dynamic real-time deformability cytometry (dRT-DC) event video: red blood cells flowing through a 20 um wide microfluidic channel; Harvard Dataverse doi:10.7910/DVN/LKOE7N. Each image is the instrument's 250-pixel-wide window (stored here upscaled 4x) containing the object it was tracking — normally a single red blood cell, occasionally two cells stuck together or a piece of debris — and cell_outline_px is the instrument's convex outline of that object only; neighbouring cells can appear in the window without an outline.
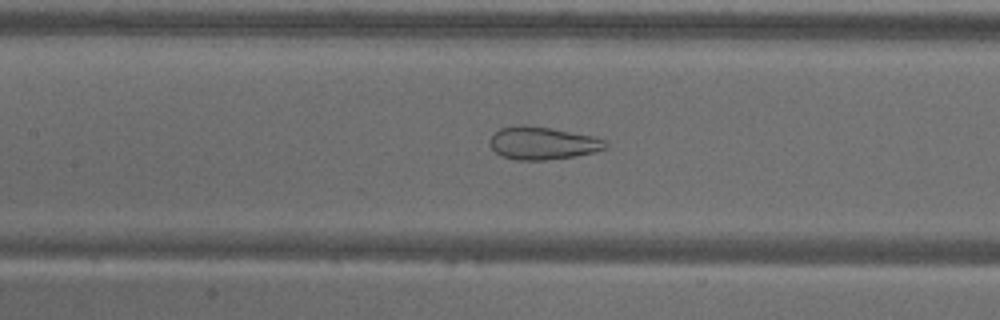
{"species": "common noctule bat (a hibernating species)", "species_latin": "Nyctalus noctula", "temperature_condition": "warm", "stored_images_in_passage": 56, "camera_frame_rate_fps": 3000, "um_per_image_px": 0.085, "animal": {"sex": "male", "body_mass_g": 18.8}, "frame": {"image": 1, "passage_image": 26, "time_ms": 8.333, "image_size_px": [1000, 320], "cell_outline_px": [[608, 144], [604, 148], [592, 152], [576, 156], [544, 160], [516, 160], [500, 156], [492, 148], [492, 136], [500, 128], [520, 124], [552, 128], [596, 136], [604, 140]], "centroid_in_image_um": [46.14, 12.16], "position_along_channel_um": 161.3, "area_um2": 21.96}}
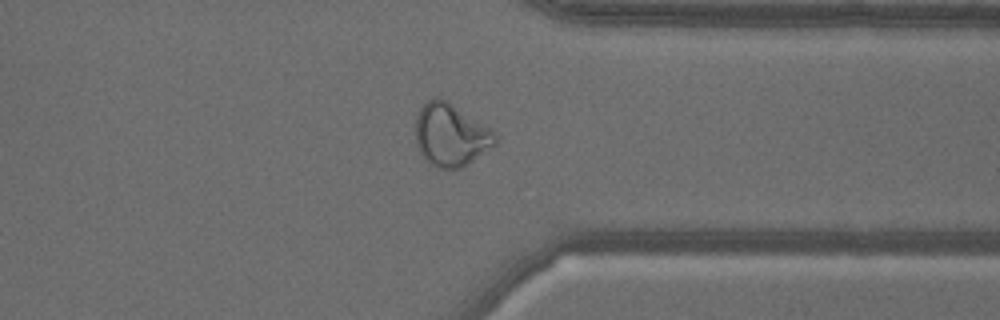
{"frame": {"image": 2, "passage_image": 44, "time_ms": 14.333, "image_size_px": [1000, 320], "cell_outline_px": [[496, 144], [464, 168], [436, 168], [428, 164], [420, 152], [416, 144], [416, 116], [420, 108], [432, 96], [440, 96], [448, 100], [492, 128], [496, 132]], "centroid_in_image_um": [38.33, 11.45], "position_along_channel_um": 373.1, "area_um2": 29.77}}
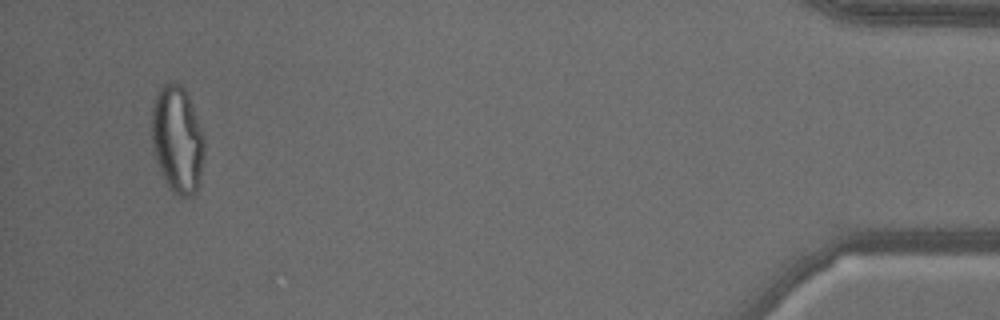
{"frame": {"image": 3, "passage_image": 54, "time_ms": 17.667, "image_size_px": [1000, 320], "cell_outline_px": [[204, 160], [200, 184], [196, 192], [192, 196], [176, 196], [168, 188], [164, 180], [156, 160], [152, 148], [152, 108], [160, 84], [176, 80], [184, 88], [188, 96], [204, 136]], "centroid_in_image_um": [15.08, 11.88], "position_along_channel_um": 420.1, "area_um2": 33.41}, "authors_computed_cell_mechanics": {"area_um2": 29.9404, "velocity_mm_per_s": 3.5847, "shape_relaxation_time_tau1_ms": null, "shape_relaxation_time_tau2_ms": 1.2495, "deformation_change_tau1": null, "deformation_change_tau2": 0.0909}}